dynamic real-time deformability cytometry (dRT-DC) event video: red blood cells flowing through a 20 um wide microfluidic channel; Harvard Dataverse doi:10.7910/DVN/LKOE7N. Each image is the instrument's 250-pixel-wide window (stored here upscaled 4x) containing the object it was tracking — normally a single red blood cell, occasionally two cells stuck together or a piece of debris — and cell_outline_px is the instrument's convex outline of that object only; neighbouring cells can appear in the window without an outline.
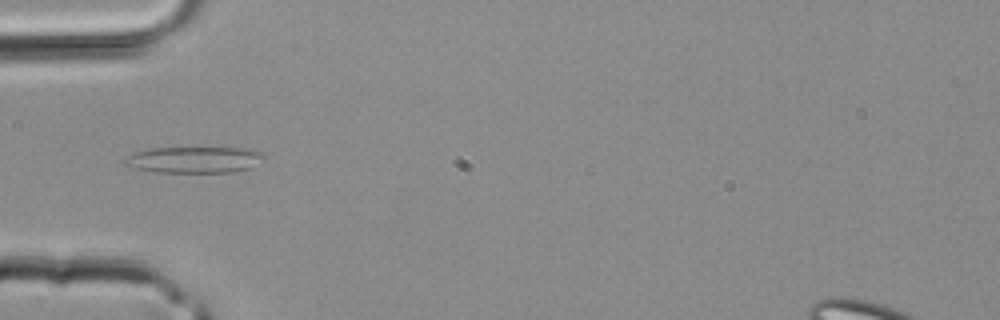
{"species": "common noctule bat (a hibernating species)", "species_latin": "Nyctalus noctula", "temperature_condition": "room temperature", "stored_images_in_passage": 3, "camera_frame_rate_fps": 3000, "um_per_image_px": 0.085, "animal": {"sex": "male", "body_mass_g": 20.4}, "frame": {"image": 1, "passage_image": 3, "time_ms": 0.667, "image_size_px": [1000, 320], "cell_outline_px": [[264, 160], [252, 168], [236, 172], [156, 172], [132, 168], [124, 164], [120, 160], [136, 152], [152, 148], [252, 148], [264, 152]], "centroid_in_image_um": [16.56, 13.58], "position_along_channel_um": 68.4, "area_um2": 21.73}}